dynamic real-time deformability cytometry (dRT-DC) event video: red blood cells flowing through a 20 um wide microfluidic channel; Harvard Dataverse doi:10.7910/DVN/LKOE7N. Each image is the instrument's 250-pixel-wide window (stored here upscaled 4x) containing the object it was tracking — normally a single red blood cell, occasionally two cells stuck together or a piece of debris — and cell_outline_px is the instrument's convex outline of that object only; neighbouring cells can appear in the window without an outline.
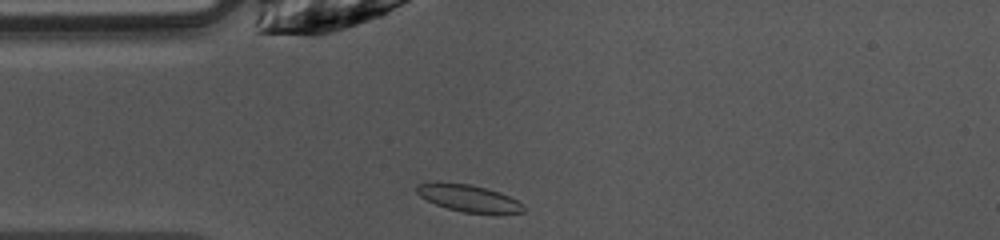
{"species": "common noctule bat (a hibernating species)", "species_latin": "Nyctalus noctula", "temperature_condition": "warm", "stored_images_in_passage": 38, "camera_frame_rate_fps": 3000, "um_per_image_px": 0.085, "animal": {"sex": "female", "body_mass_g": 10.0, "forearm_length_mm": 53.1}, "frame": {"image": 1, "passage_image": 1, "time_ms": 0.0, "image_size_px": [1000, 240], "cell_outline_px": [[524, 212], [464, 212], [448, 208], [436, 204], [420, 196], [416, 192], [416, 184], [428, 180], [472, 184], [488, 188], [500, 192], [524, 204]], "centroid_in_image_um": [39.74, 16.78], "position_along_channel_um": 45.3, "area_um2": 16.82}}
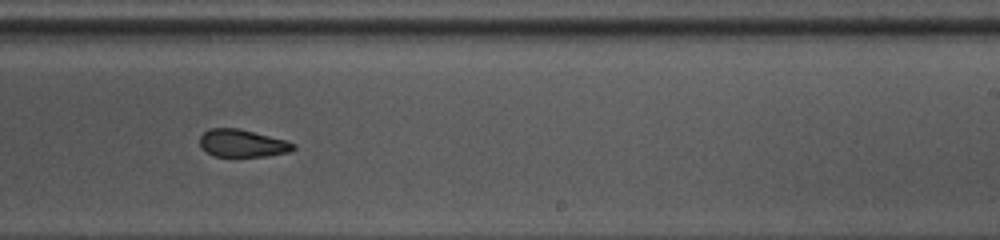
{"frame": {"image": 2, "passage_image": 18, "time_ms": 5.667, "image_size_px": [1000, 240], "cell_outline_px": [[296, 148], [288, 152], [268, 156], [216, 156], [200, 148], [200, 136], [208, 128], [240, 128], [288, 140], [296, 144]], "centroid_in_image_um": [20.63, 12.16], "position_along_channel_um": 268.4, "area_um2": 15.2}}
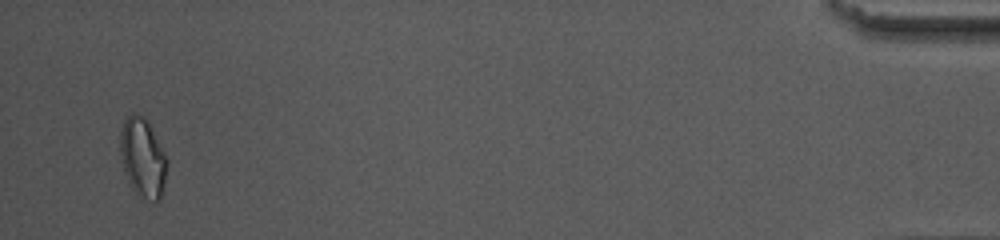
{"frame": {"image": 3, "passage_image": 36, "time_ms": 11.667, "image_size_px": [1000, 240], "cell_outline_px": [[168, 160], [160, 200], [156, 200], [136, 196], [124, 172], [120, 160], [120, 132], [124, 120], [132, 112], [144, 116], [148, 120]], "centroid_in_image_um": [12.11, 13.37], "position_along_channel_um": 423.1, "area_um2": 21.68}, "authors_computed_cell_mechanics": {"area_um2": 16.3863, "velocity_mm_per_s": 4.076, "shape_relaxation_time_tau1_ms": 6.9387, "shape_relaxation_time_tau2_ms": 2.2375, "deformation_change_tau1": 0.1589, "deformation_change_tau2": 0.0772}}